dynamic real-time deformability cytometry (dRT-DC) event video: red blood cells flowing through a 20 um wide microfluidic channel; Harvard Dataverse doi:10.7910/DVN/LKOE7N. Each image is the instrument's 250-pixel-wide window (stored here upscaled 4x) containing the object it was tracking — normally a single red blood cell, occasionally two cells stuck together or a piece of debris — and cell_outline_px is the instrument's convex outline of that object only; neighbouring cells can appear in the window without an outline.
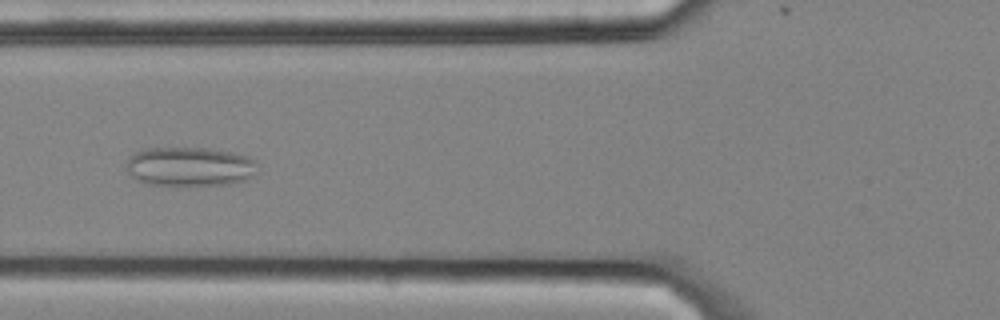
{"species": "common noctule bat (a hibernating species)", "species_latin": "Nyctalus noctula", "temperature_condition": "cold", "stored_images_in_passage": 5, "camera_frame_rate_fps": 3000, "um_per_image_px": 0.085, "animal": {"sex": "male", "body_mass_g": 20.4}, "frame": {"image": 1, "passage_image": 5, "time_ms": 1.333, "image_size_px": [1000, 320], "cell_outline_px": [[260, 172], [244, 180], [228, 184], [148, 184], [132, 176], [128, 172], [128, 156], [136, 152], [148, 148], [208, 148], [232, 152], [248, 156], [256, 160], [260, 164]], "centroid_in_image_um": [16.23, 14.13], "position_along_channel_um": 109.6, "area_um2": 29.88}}